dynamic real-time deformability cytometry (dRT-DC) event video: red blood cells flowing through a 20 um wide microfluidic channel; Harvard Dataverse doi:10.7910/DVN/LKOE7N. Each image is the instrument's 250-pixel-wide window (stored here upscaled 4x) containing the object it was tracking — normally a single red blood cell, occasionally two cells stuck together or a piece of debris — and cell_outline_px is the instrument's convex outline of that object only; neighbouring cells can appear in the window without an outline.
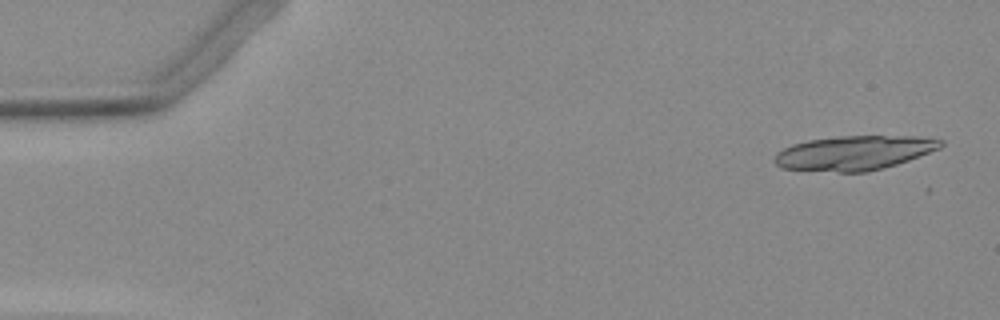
{"species": "Egyptian fruit bat (a non-hibernating species)", "species_latin": "Rousettus aegyptiacus", "temperature_condition": "warm", "stored_images_in_passage": 2, "camera_frame_rate_fps": 3000, "um_per_image_px": 0.085, "animal": {"sex": "female"}, "frame": {"image": 1, "passage_image": 1, "time_ms": 0.0, "image_size_px": [1000, 320], "cell_outline_px": [[944, 144], [940, 148], [908, 160], [884, 168], [868, 172], [836, 172], [780, 168], [772, 160], [776, 152], [792, 144], [808, 140], [840, 136], [920, 136], [944, 140]], "centroid_in_image_um": [72.59, 12.99], "position_along_channel_um": 12.4, "area_um2": 33.47}}